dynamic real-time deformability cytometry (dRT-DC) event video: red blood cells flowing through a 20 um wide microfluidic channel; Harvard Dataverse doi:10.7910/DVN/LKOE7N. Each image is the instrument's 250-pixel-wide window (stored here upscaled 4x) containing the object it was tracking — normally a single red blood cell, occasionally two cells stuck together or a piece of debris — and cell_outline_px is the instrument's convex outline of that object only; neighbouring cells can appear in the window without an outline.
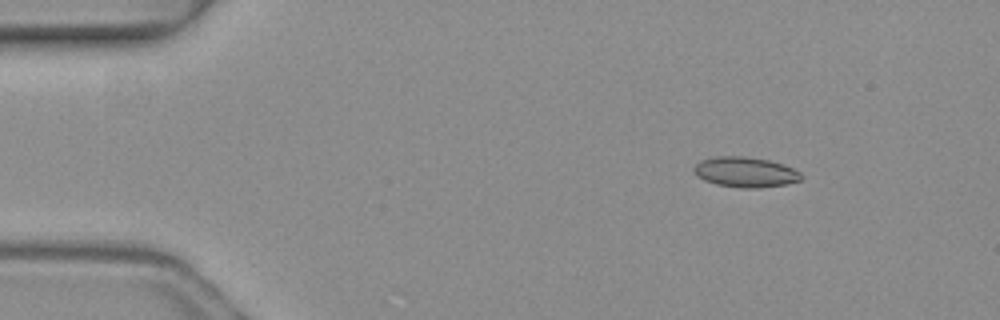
{"species": "common noctule bat (a hibernating species)", "species_latin": "Nyctalus noctula", "temperature_condition": "warm", "stored_images_in_passage": 4, "camera_frame_rate_fps": 3000, "um_per_image_px": 0.085, "animal": {"sex": "female", "body_mass_g": 19.3, "forearm_length_mm": 54.1}, "frame": {"image": 1, "passage_image": 2, "time_ms": 0.333, "image_size_px": [1000, 320], "cell_outline_px": [[804, 176], [800, 180], [784, 184], [760, 188], [740, 188], [716, 184], [704, 180], [696, 176], [692, 172], [692, 168], [700, 160], [712, 156], [744, 156], [768, 160], [784, 164], [800, 172]], "centroid_in_image_um": [63.31, 14.62], "position_along_channel_um": 21.7, "area_um2": 19.13}}